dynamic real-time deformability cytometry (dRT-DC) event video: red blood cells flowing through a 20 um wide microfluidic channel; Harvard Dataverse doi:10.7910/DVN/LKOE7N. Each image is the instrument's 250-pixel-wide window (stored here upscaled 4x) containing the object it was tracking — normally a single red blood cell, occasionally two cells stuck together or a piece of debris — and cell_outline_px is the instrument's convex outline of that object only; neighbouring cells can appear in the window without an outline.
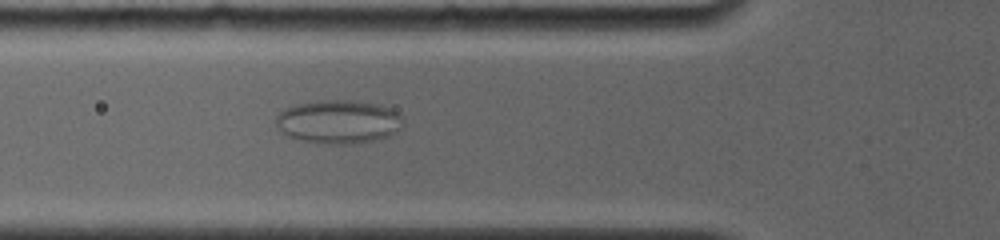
{"species": "common noctule bat (a hibernating species)", "species_latin": "Nyctalus noctula", "temperature_condition": "room temperature", "stored_images_in_passage": 35, "camera_frame_rate_fps": 4000, "um_per_image_px": 0.085, "animal": {"sex": "female", "body_mass_g": 19.0, "forearm_length_mm": 56.7}, "frame": {"image": 1, "passage_image": 7, "time_ms": 1.5, "image_size_px": [1000, 240], "cell_outline_px": [[404, 124], [396, 132], [388, 136], [376, 140], [352, 144], [328, 144], [300, 140], [288, 136], [280, 132], [276, 124], [276, 116], [284, 108], [296, 104], [324, 100], [352, 100], [376, 104], [388, 108], [396, 112], [404, 120]], "centroid_in_image_um": [28.75, 10.36], "position_along_channel_um": 97.0, "area_um2": 32.37}}
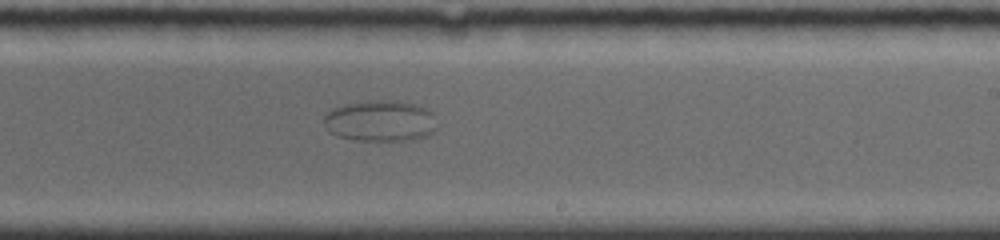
{"frame": {"image": 2, "passage_image": 18, "time_ms": 4.25, "image_size_px": [1000, 240], "cell_outline_px": [[436, 128], [428, 136], [412, 140], [356, 140], [336, 136], [328, 132], [324, 124], [324, 116], [332, 108], [348, 104], [376, 100], [392, 100], [416, 104], [432, 112]], "centroid_in_image_um": [32.31, 10.29], "position_along_channel_um": 256.7, "area_um2": 27.05}}
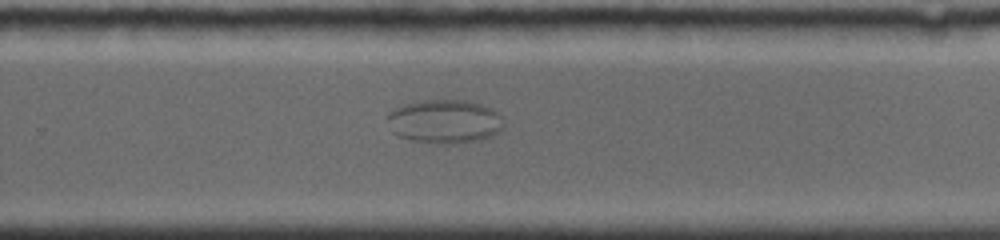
{"frame": {"image": 3, "passage_image": 21, "time_ms": 5.0, "image_size_px": [1000, 240], "cell_outline_px": [[500, 128], [496, 132], [488, 136], [476, 140], [448, 144], [440, 144], [408, 140], [396, 136], [392, 132], [388, 120], [388, 112], [392, 108], [404, 104], [424, 100], [460, 100], [480, 104], [496, 112], [500, 116]], "centroid_in_image_um": [37.67, 10.32], "position_along_channel_um": 292.1, "area_um2": 29.19}}